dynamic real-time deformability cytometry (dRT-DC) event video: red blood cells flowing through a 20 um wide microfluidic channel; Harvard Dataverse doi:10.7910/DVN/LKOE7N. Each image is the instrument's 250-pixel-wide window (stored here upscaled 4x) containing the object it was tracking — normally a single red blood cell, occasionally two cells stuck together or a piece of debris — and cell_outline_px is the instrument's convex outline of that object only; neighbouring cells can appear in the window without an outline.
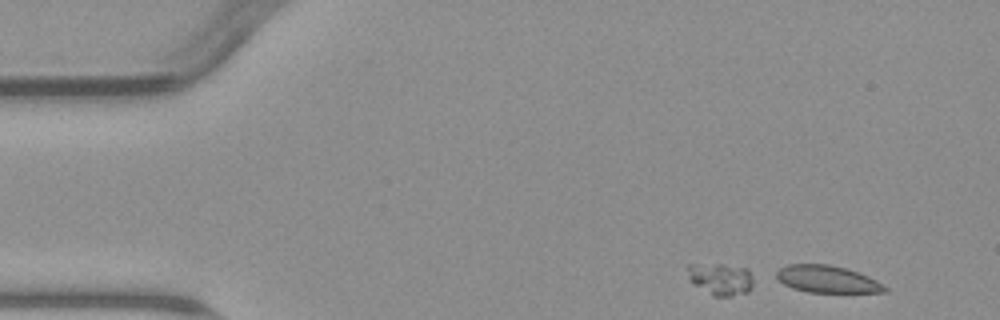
{"species": "common noctule bat (a hibernating species)", "species_latin": "Nyctalus noctula", "temperature_condition": "warm", "stored_images_in_passage": 4, "camera_frame_rate_fps": 3000, "um_per_image_px": 0.085, "animal": {"sex": "male", "body_mass_g": 23.1, "forearm_length_mm": 52.7}, "frame": {"image": 1, "passage_image": 1, "time_ms": 0.0, "image_size_px": [1000, 320], "cell_outline_px": [[888, 292], [808, 292], [792, 288], [784, 284], [776, 276], [776, 272], [780, 268], [788, 264], [828, 264], [848, 268], [868, 276], [876, 280], [888, 288]], "centroid_in_image_um": [70.32, 23.72], "position_along_channel_um": 14.7, "area_um2": 17.11}}
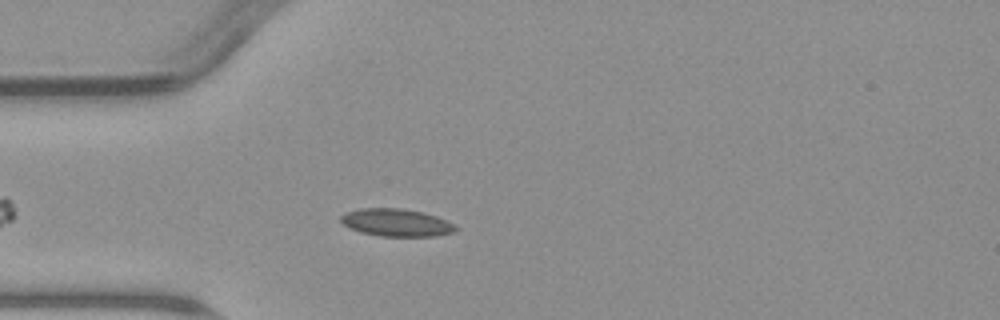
{"frame": {"image": 2, "passage_image": 4, "time_ms": 3.667, "image_size_px": [1000, 320], "cell_outline_px": [[456, 232], [436, 236], [380, 236], [360, 232], [348, 228], [340, 220], [340, 216], [348, 212], [360, 208], [400, 208], [424, 212], [436, 216], [452, 224], [456, 228]], "centroid_in_image_um": [33.67, 18.92], "position_along_channel_um": 51.3, "area_um2": 18.38}}